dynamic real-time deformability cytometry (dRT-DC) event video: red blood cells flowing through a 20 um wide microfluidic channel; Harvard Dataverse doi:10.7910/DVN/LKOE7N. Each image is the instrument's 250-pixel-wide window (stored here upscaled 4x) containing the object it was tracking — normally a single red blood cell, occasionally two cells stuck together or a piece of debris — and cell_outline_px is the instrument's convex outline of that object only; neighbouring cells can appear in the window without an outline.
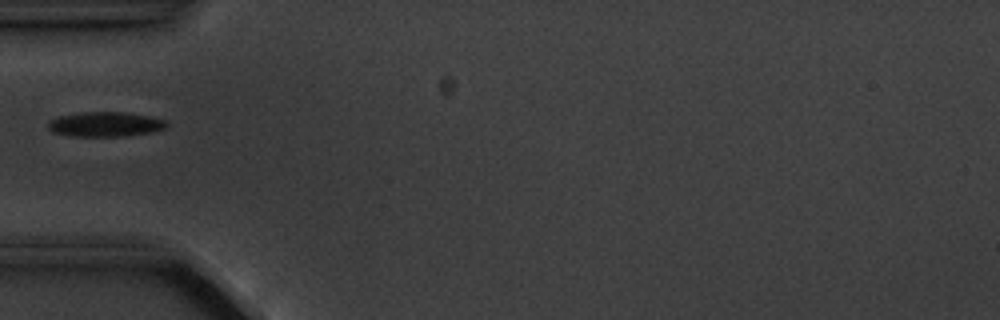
{"species": "common noctule bat (a hibernating species)", "species_latin": "Nyctalus noctula", "temperature_condition": "cold", "stored_images_in_passage": 1, "camera_frame_rate_fps": 3000, "um_per_image_px": 0.085, "animal": {"sex": "male", "body_mass_g": 20.1, "forearm_length_mm": 53.5}, "frame": {"image": 1, "passage_image": 1, "time_ms": 0.0, "image_size_px": [1000, 320], "cell_outline_px": [[168, 128], [152, 132], [128, 136], [76, 136], [52, 132], [48, 128], [48, 124], [52, 120], [60, 116], [84, 112], [124, 112], [148, 116], [164, 120], [168, 124]], "centroid_in_image_um": [9.0, 10.57], "position_along_channel_um": 76.0, "area_um2": 16.94}}